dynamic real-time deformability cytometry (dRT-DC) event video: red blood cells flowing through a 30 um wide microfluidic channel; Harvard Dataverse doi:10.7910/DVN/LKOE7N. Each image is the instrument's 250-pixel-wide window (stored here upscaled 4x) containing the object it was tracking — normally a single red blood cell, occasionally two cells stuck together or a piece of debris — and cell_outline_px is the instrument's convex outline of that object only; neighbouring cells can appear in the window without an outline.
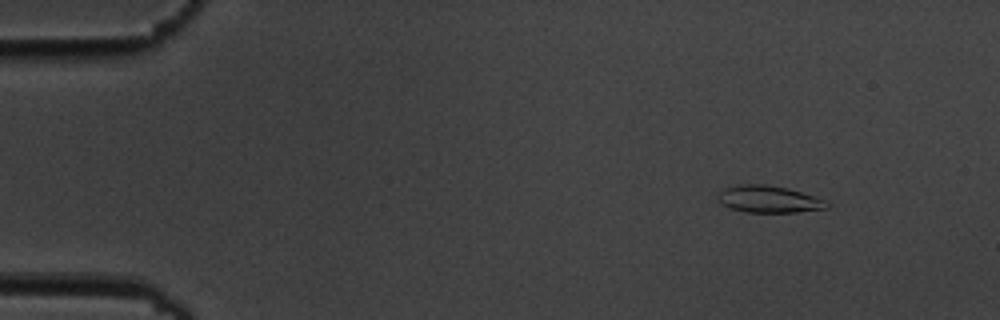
{"species": "common noctule bat (a hibernating species)", "species_latin": "Nyctalus noctula", "temperature_condition": "cold", "stored_images_in_passage": 5, "camera_frame_rate_fps": 3000, "um_per_image_px": 0.085, "animal": {"sex": "male", "body_mass_g": 19.5, "forearm_length_mm": 54.6}, "frame": {"image": 1, "passage_image": 2, "time_ms": 1.333, "image_size_px": [1000, 320], "cell_outline_px": [[828, 208], [796, 212], [744, 212], [732, 208], [724, 204], [716, 196], [724, 188], [740, 184], [764, 184], [788, 188], [828, 200]], "centroid_in_image_um": [65.39, 16.92], "position_along_channel_um": 19.6, "area_um2": 17.05}}